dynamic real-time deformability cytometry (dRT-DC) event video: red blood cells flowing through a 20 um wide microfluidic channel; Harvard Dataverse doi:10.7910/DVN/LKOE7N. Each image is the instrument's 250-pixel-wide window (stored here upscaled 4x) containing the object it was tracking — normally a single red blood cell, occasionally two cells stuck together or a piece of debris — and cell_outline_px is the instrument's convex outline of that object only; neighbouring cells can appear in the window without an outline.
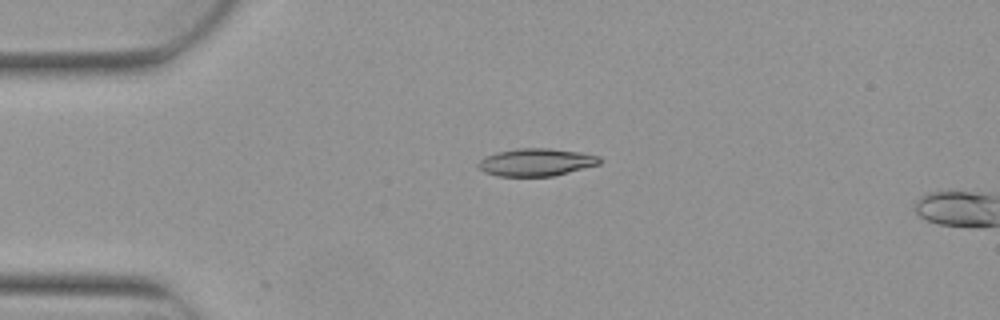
{"species": "Egyptian fruit bat (a non-hibernating species)", "species_latin": "Rousettus aegyptiacus", "temperature_condition": "warm", "stored_images_in_passage": 5, "camera_frame_rate_fps": 3000, "um_per_image_px": 0.085, "animal": {"sex": "female"}, "frame": {"image": 1, "passage_image": 4, "time_ms": 1.0, "image_size_px": [1000, 320], "cell_outline_px": [[604, 160], [600, 164], [552, 176], [496, 176], [484, 172], [476, 164], [484, 156], [496, 152], [516, 148], [552, 148], [580, 152], [600, 156]], "centroid_in_image_um": [45.58, 13.78], "position_along_channel_um": 39.4, "area_um2": 19.71}}